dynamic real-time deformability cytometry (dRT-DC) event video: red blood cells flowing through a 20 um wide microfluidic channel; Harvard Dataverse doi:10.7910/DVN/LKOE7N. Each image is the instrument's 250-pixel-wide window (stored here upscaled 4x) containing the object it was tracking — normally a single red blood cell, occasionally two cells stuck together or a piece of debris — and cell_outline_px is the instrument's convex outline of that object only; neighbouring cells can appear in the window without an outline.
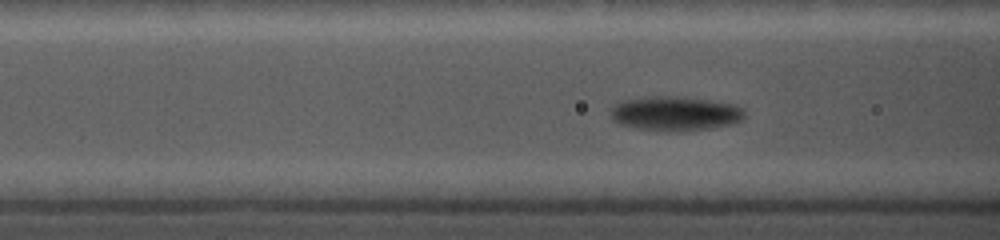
{"species": "common noctule bat (a hibernating species)", "species_latin": "Nyctalus noctula", "temperature_condition": "cold", "stored_images_in_passage": 52, "camera_frame_rate_fps": 5000, "um_per_image_px": 0.085, "animal": {"sex": "female", "body_mass_g": 19.0, "forearm_length_mm": 56.7}, "frame": {"image": 1, "passage_image": 7, "time_ms": 1.6, "image_size_px": [1000, 240], "cell_outline_px": [[748, 116], [736, 124], [712, 128], [676, 132], [636, 128], [620, 124], [612, 120], [612, 108], [616, 104], [624, 100], [652, 96], [676, 96], [708, 100], [732, 104], [744, 108]], "centroid_in_image_um": [57.47, 9.66], "position_along_channel_um": 109.1, "area_um2": 27.05}}
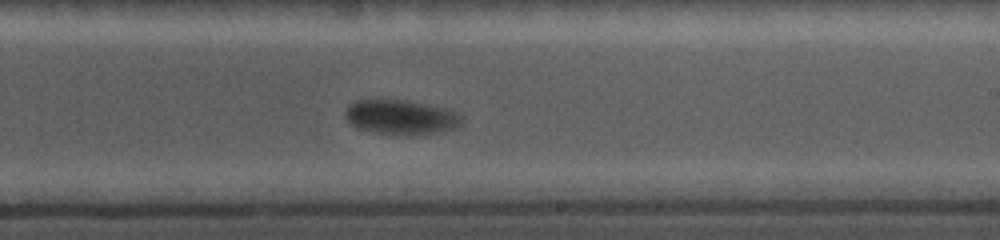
{"frame": {"image": 2, "passage_image": 26, "time_ms": 5.6, "image_size_px": [1000, 240], "cell_outline_px": [[464, 116], [460, 124], [452, 128], [440, 132], [408, 136], [400, 136], [376, 132], [356, 128], [344, 116], [344, 112], [348, 104], [356, 100], [408, 100], [448, 108], [460, 112]], "centroid_in_image_um": [34.1, 9.96], "position_along_channel_um": 254.9, "area_um2": 23.99}}
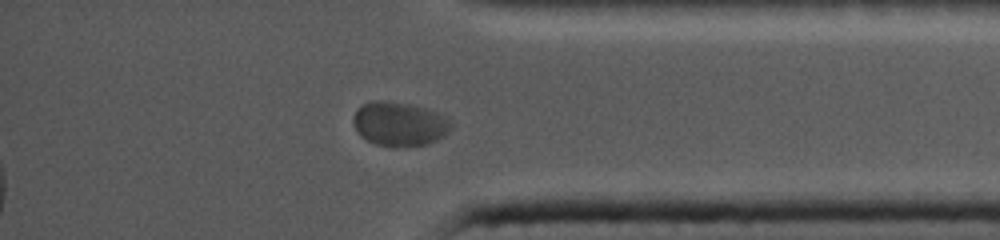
{"frame": {"image": 3, "passage_image": 42, "time_ms": 9.6, "image_size_px": [1000, 240], "cell_outline_px": [[452, 128], [444, 136], [428, 144], [404, 148], [396, 148], [376, 144], [360, 136], [356, 132], [352, 120], [352, 116], [356, 108], [360, 104], [372, 100], [384, 100], [412, 104], [440, 112], [448, 116], [452, 120]], "centroid_in_image_um": [33.96, 10.53], "position_along_channel_um": 401.2, "area_um2": 26.18}}